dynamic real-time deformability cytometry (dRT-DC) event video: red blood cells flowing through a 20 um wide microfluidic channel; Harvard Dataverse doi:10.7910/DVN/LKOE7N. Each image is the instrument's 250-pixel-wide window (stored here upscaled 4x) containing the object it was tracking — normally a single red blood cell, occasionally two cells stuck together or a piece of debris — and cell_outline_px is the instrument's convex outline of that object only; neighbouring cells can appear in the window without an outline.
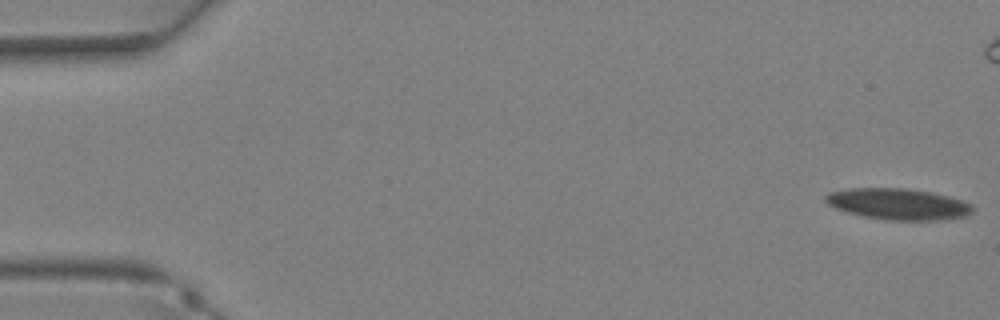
{"species": "Egyptian fruit bat (a non-hibernating species)", "species_latin": "Rousettus aegyptiacus", "temperature_condition": "warm", "stored_images_in_passage": 4, "camera_frame_rate_fps": 3000, "um_per_image_px": 0.085, "animal": {"sex": "female"}, "frame": {"image": 1, "passage_image": 1, "time_ms": 0.0, "image_size_px": [1000, 320], "cell_outline_px": [[972, 212], [964, 216], [940, 220], [884, 220], [864, 216], [848, 212], [836, 208], [828, 204], [824, 200], [824, 196], [828, 192], [848, 188], [908, 188], [932, 192], [948, 196], [972, 204]], "centroid_in_image_um": [76.31, 17.33], "position_along_channel_um": 8.7, "area_um2": 26.76}}